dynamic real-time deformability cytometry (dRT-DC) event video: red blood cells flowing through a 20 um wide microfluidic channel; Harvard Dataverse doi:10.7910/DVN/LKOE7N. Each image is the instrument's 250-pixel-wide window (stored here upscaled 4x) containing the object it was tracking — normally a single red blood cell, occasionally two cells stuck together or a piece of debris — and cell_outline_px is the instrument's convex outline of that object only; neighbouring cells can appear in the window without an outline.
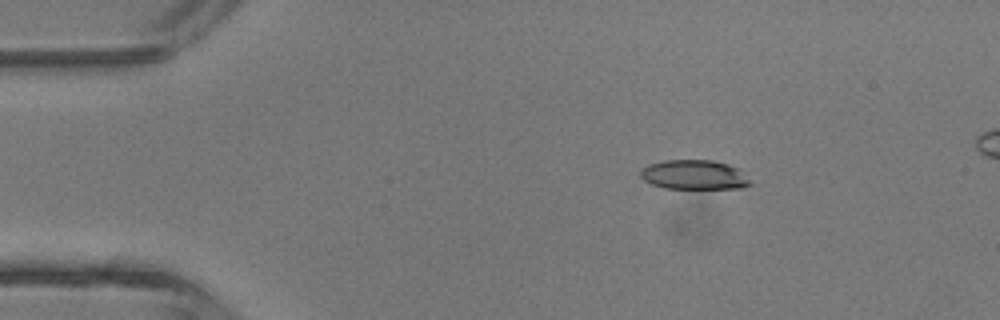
{"species": "common noctule bat (a hibernating species)", "species_latin": "Nyctalus noctula", "temperature_condition": "room temperature", "stored_images_in_passage": 4, "camera_frame_rate_fps": 3000, "um_per_image_px": 0.085, "animal": {"sex": "male", "body_mass_g": 13.3}, "frame": {"image": 1, "passage_image": 2, "time_ms": 1.333, "image_size_px": [1000, 320], "cell_outline_px": [[752, 184], [740, 188], [664, 188], [652, 184], [644, 180], [640, 176], [640, 172], [648, 164], [664, 160], [712, 160], [728, 164], [740, 168]], "centroid_in_image_um": [59.01, 14.85], "position_along_channel_um": 26.0, "area_um2": 18.84}}